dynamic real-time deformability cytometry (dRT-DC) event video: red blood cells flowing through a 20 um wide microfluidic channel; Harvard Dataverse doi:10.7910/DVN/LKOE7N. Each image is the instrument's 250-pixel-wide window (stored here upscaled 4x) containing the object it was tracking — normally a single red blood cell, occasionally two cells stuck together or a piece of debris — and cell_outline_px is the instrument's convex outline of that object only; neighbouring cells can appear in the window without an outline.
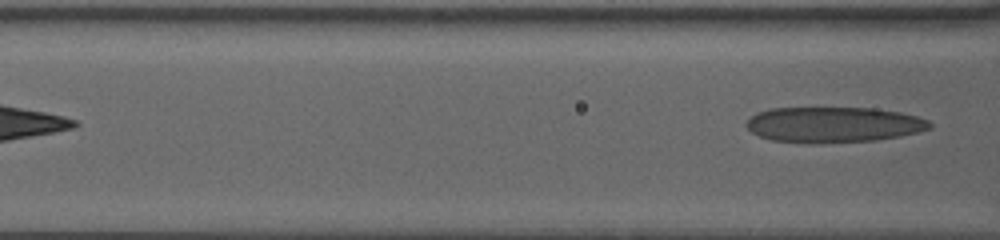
{"species": "human", "species_latin": "Homo sapiens", "temperature_condition": "warm", "stored_images_in_passage": 16, "segment_of_instrument_passage": [2, 2], "camera_frame_rate_fps": 3000, "um_per_image_px": 0.085, "donor": {"sex": "female"}, "frame": {"image": 1, "passage_image": 16, "time_ms": 5.0, "image_size_px": [1000, 240], "cell_outline_px": [[932, 128], [920, 132], [900, 136], [876, 140], [820, 144], [812, 144], [772, 140], [760, 136], [752, 132], [748, 128], [748, 120], [756, 112], [772, 108], [876, 108], [900, 112], [916, 116], [928, 120], [932, 124]], "centroid_in_image_um": [70.89, 10.6], "position_along_channel_um": 95.7, "area_um2": 38.26}}